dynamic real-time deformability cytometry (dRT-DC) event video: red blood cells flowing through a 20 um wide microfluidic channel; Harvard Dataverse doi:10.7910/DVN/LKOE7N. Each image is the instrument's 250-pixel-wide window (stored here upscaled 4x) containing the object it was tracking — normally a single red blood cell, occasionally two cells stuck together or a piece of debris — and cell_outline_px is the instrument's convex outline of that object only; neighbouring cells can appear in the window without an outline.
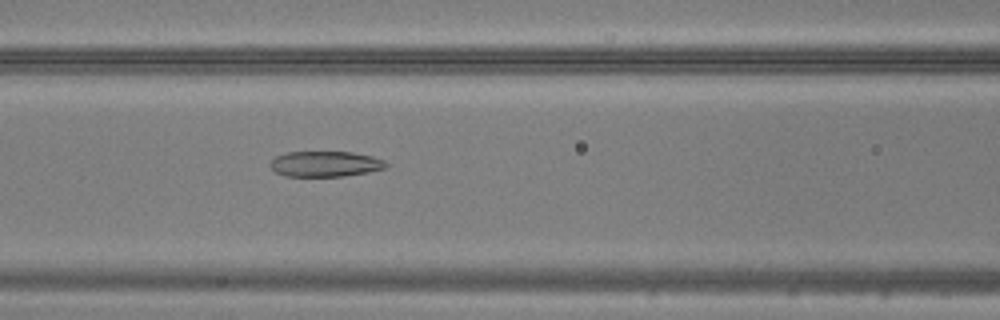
{"species": "common noctule bat (a hibernating species)", "species_latin": "Nyctalus noctula", "temperature_condition": "warm", "stored_images_in_passage": 42, "camera_frame_rate_fps": 3000, "um_per_image_px": 0.085, "animal": {"sex": "male", "body_mass_g": 20.5, "forearm_length_mm": 52.5}, "frame": {"image": 1, "passage_image": 14, "time_ms": 4.333, "image_size_px": [1000, 320], "cell_outline_px": [[388, 168], [368, 172], [344, 176], [284, 176], [276, 172], [272, 168], [272, 160], [276, 156], [288, 152], [352, 152], [372, 156], [384, 160], [388, 164]], "centroid_in_image_um": [27.7, 13.93], "position_along_channel_um": 138.9, "area_um2": 17.17}}
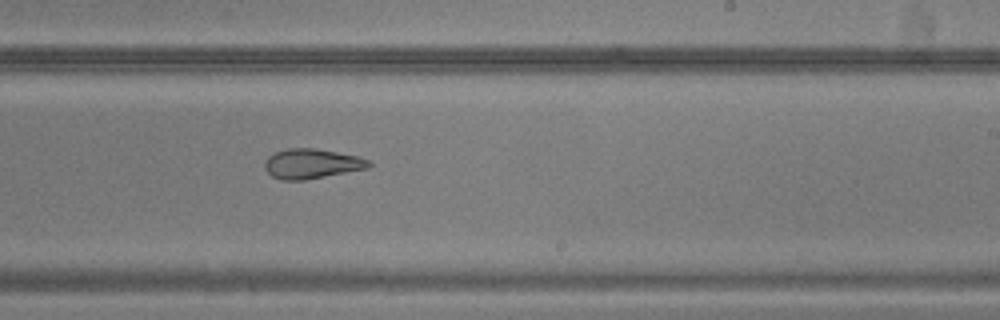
{"frame": {"image": 2, "passage_image": 23, "time_ms": 7.333, "image_size_px": [1000, 320], "cell_outline_px": [[372, 164], [368, 168], [304, 180], [284, 180], [272, 176], [264, 168], [264, 160], [268, 156], [276, 152], [288, 148], [316, 148], [360, 156], [368, 160]], "centroid_in_image_um": [26.49, 13.9], "position_along_channel_um": 262.5, "area_um2": 18.09}}
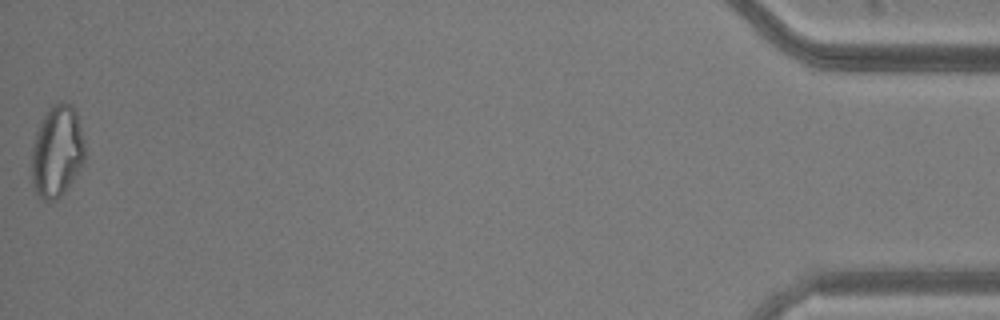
{"frame": {"image": 3, "passage_image": 42, "time_ms": 13.667, "image_size_px": [1000, 320], "cell_outline_px": [[84, 160], [72, 180], [64, 192], [56, 200], [44, 200], [32, 188], [32, 148], [36, 132], [44, 116], [52, 104], [60, 100], [72, 104], [76, 112], [84, 140]], "centroid_in_image_um": [4.84, 12.84], "position_along_channel_um": 430.4, "area_um2": 28.26}}